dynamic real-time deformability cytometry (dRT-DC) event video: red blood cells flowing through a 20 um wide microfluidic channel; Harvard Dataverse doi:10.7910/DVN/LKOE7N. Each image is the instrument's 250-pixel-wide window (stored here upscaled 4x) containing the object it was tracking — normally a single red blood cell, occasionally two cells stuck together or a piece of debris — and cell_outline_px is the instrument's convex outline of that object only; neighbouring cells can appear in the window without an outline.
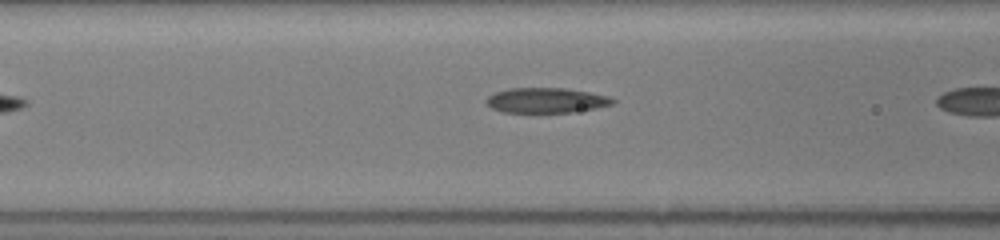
{"species": "common noctule bat (a hibernating species)", "species_latin": "Nyctalus noctula", "temperature_condition": "room temperature", "stored_images_in_passage": 5, "camera_frame_rate_fps": 3000, "um_per_image_px": 0.085, "animal": {"sex": "female", "body_mass_g": 19.5, "forearm_length_mm": 54.1}, "frame": {"image": 1, "passage_image": 4, "time_ms": 1.0, "image_size_px": [1000, 240], "cell_outline_px": [[616, 100], [612, 104], [596, 108], [572, 112], [504, 112], [492, 108], [484, 100], [488, 96], [496, 92], [508, 88], [564, 88], [588, 92], [608, 96]], "centroid_in_image_um": [46.41, 8.52], "position_along_channel_um": 120.2, "area_um2": 18.32}}